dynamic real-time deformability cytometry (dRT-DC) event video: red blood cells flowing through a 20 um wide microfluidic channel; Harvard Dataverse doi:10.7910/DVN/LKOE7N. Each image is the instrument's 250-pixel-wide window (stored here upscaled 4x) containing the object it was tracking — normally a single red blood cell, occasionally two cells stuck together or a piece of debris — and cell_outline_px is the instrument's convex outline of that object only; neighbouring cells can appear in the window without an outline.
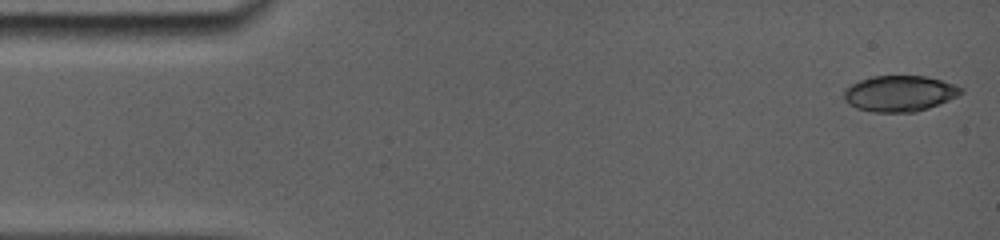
{"species": "common noctule bat (a hibernating species)", "species_latin": "Nyctalus noctula", "temperature_condition": "room temperature", "stored_images_in_passage": 7, "camera_frame_rate_fps": 5000, "um_per_image_px": 0.085, "animal": {"sex": "female", "body_mass_g": 19.0, "forearm_length_mm": 56.7}, "frame": {"image": 1, "passage_image": 1, "time_ms": 0.0, "image_size_px": [1000, 240], "cell_outline_px": [[964, 92], [948, 100], [928, 108], [912, 112], [876, 112], [856, 108], [848, 104], [844, 100], [844, 88], [860, 80], [872, 76], [924, 76], [940, 80], [964, 88]], "centroid_in_image_um": [76.43, 7.94], "position_along_channel_um": 8.6, "area_um2": 24.33}}
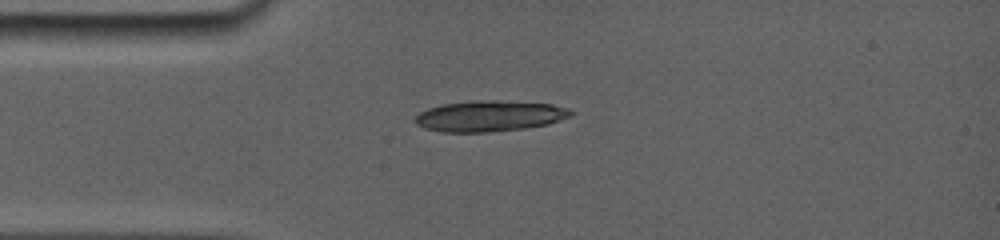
{"frame": {"image": 2, "passage_image": 7, "time_ms": 3.6, "image_size_px": [1000, 240], "cell_outline_px": [[572, 112], [568, 116], [548, 124], [524, 128], [480, 132], [444, 132], [428, 128], [416, 124], [416, 116], [420, 112], [428, 108], [444, 104], [468, 100], [500, 100], [552, 104], [568, 108]], "centroid_in_image_um": [41.6, 9.84], "position_along_channel_um": 43.4, "area_um2": 27.63}}